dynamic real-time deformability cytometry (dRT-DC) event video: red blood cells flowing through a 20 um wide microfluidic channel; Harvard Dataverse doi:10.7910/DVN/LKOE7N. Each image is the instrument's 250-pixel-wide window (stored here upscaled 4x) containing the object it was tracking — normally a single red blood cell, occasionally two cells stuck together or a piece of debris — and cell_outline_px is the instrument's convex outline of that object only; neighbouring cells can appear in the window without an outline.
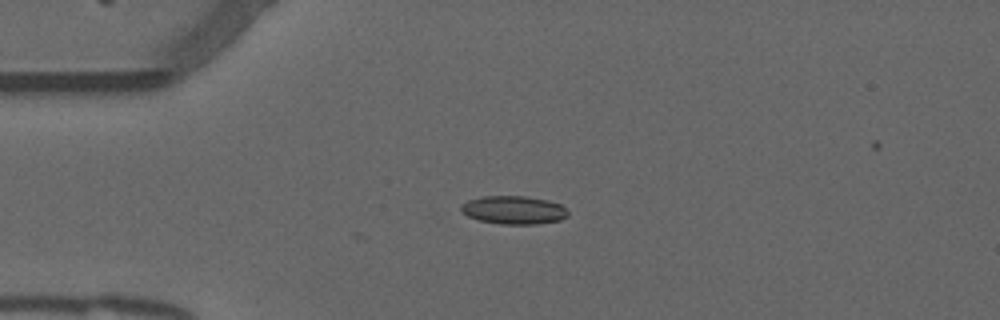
{"species": "common noctule bat (a hibernating species)", "species_latin": "Nyctalus noctula", "temperature_condition": "warm", "stored_images_in_passage": 12, "camera_frame_rate_fps": 3000, "um_per_image_px": 0.085, "animal": {"sex": "male", "forearm_length_mm": 52.5}, "frame": {"image": 1, "passage_image": 1, "time_ms": 0.0, "image_size_px": [1000, 320], "cell_outline_px": [[568, 216], [560, 220], [536, 224], [500, 224], [480, 220], [468, 216], [460, 208], [460, 204], [468, 200], [484, 196], [524, 196], [548, 200], [560, 204], [568, 212]], "centroid_in_image_um": [43.67, 17.85], "position_along_channel_um": 41.3, "area_um2": 17.51}}
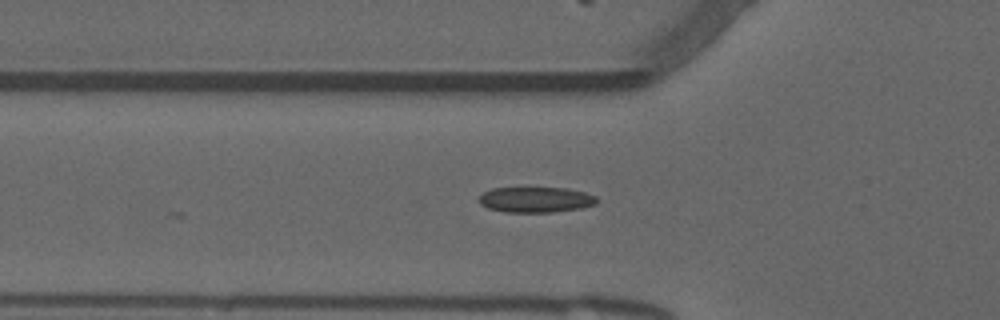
{"frame": {"image": 2, "passage_image": 6, "time_ms": 1.667, "image_size_px": [1000, 320], "cell_outline_px": [[600, 200], [596, 204], [580, 208], [552, 212], [504, 212], [488, 208], [480, 204], [480, 196], [484, 192], [492, 188], [524, 184], [564, 188], [584, 192], [596, 196]], "centroid_in_image_um": [45.51, 16.91], "position_along_channel_um": 80.3, "area_um2": 18.5}}
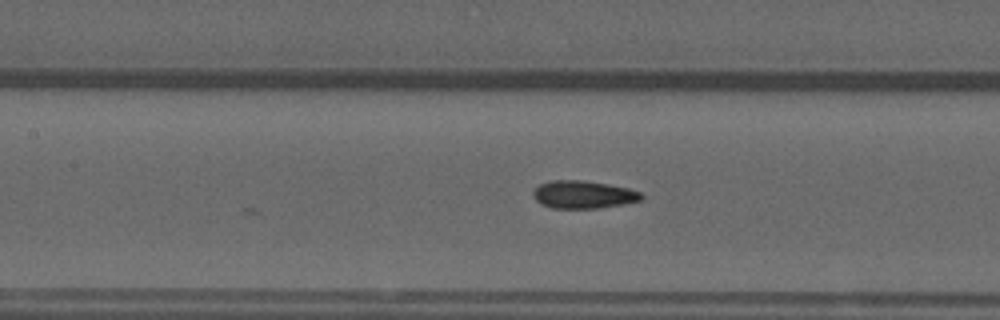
{"frame": {"image": 3, "passage_image": 12, "time_ms": 3.667, "image_size_px": [1000, 320], "cell_outline_px": [[644, 196], [640, 200], [624, 204], [600, 208], [552, 208], [540, 204], [532, 196], [532, 192], [540, 184], [548, 180], [584, 180], [608, 184], [628, 188], [640, 192]], "centroid_in_image_um": [49.55, 16.53], "position_along_channel_um": 157.8, "area_um2": 17.63}}